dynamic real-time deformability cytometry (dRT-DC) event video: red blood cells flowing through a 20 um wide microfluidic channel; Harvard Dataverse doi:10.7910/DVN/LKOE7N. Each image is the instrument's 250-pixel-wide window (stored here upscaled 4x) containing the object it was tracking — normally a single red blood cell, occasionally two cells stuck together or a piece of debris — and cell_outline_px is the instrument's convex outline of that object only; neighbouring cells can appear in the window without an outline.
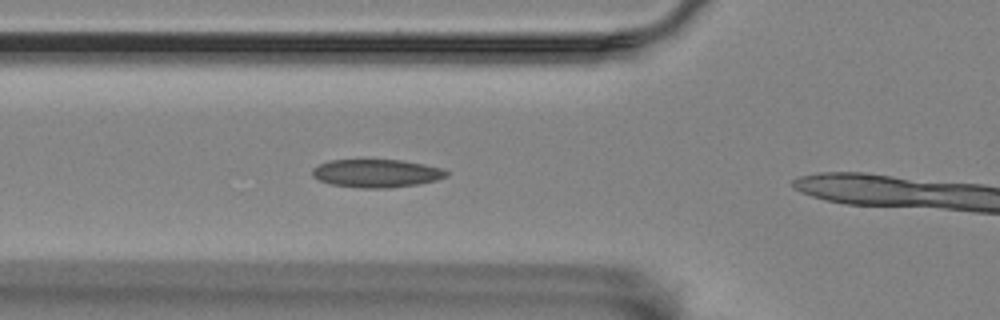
{"species": "Egyptian fruit bat (a non-hibernating species)", "species_latin": "Rousettus aegyptiacus", "temperature_condition": "room temperature", "stored_images_in_passage": 12, "camera_frame_rate_fps": 3000, "um_per_image_px": 0.085, "animal": {"sex": "female"}, "frame": {"image": 1, "passage_image": 4, "time_ms": 1.0, "image_size_px": [1000, 320], "cell_outline_px": [[448, 176], [436, 180], [416, 184], [392, 188], [360, 188], [332, 184], [320, 180], [312, 176], [312, 168], [328, 160], [400, 160], [424, 164], [440, 168], [448, 172]], "centroid_in_image_um": [31.99, 14.73], "position_along_channel_um": 93.8, "area_um2": 21.85}}
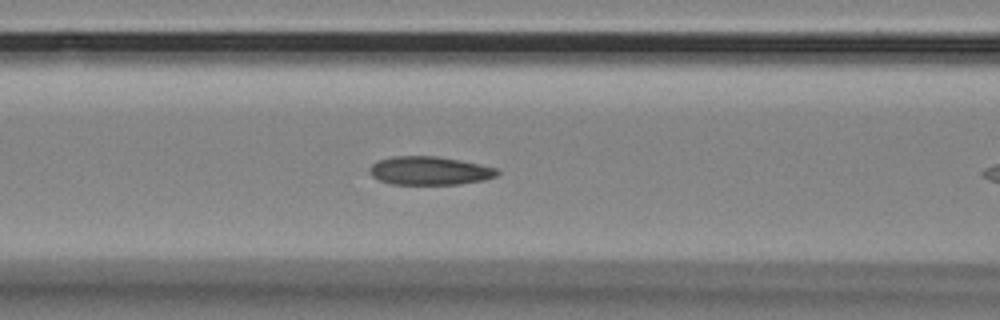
{"frame": {"image": 2, "passage_image": 7, "time_ms": 2.0, "image_size_px": [1000, 320], "cell_outline_px": [[500, 172], [496, 176], [484, 180], [460, 184], [392, 184], [380, 180], [372, 176], [368, 172], [368, 168], [372, 164], [380, 160], [396, 156], [436, 156], [460, 160], [496, 168]], "centroid_in_image_um": [36.51, 14.51], "position_along_channel_um": 130.1, "area_um2": 21.04}}
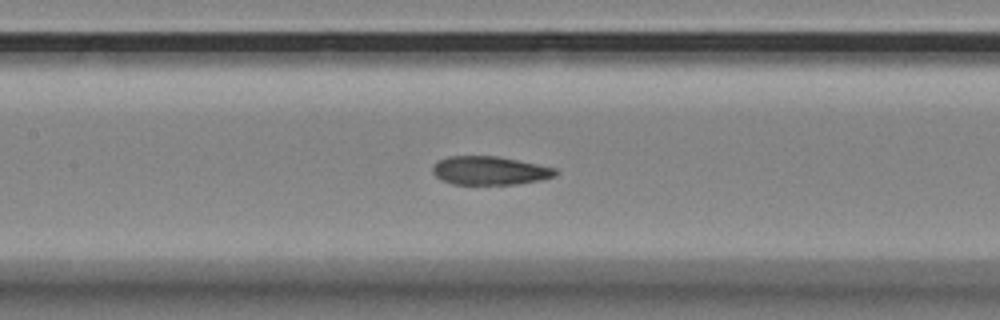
{"frame": {"image": 3, "passage_image": 10, "time_ms": 3.0, "image_size_px": [1000, 320], "cell_outline_px": [[556, 176], [544, 180], [516, 184], [452, 184], [440, 180], [432, 172], [432, 168], [440, 160], [448, 156], [496, 156], [556, 168]], "centroid_in_image_um": [41.63, 14.51], "position_along_channel_um": 165.8, "area_um2": 20.35}}